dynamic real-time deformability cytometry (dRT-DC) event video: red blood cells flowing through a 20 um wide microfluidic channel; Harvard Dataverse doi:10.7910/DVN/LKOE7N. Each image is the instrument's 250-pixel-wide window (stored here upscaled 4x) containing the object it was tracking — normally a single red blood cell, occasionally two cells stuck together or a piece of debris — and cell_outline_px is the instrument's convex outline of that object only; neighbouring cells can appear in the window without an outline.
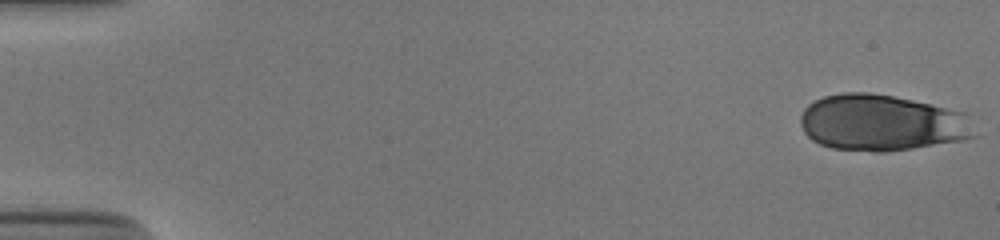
{"species": "human", "species_latin": "Homo sapiens", "temperature_condition": "cold", "stored_images_in_passage": 34, "segment_of_instrument_passage": [1, 2], "camera_frame_rate_fps": 3000, "um_per_image_px": 0.085, "donor": {"sex": "male"}, "frame": {"image": 1, "passage_image": 1, "time_ms": 0.0, "image_size_px": [1000, 240], "cell_outline_px": [[980, 136], [960, 140], [912, 148], [884, 152], [876, 152], [832, 148], [820, 144], [812, 140], [804, 132], [800, 124], [800, 116], [804, 108], [808, 104], [824, 96], [840, 92], [868, 92], [892, 96], [932, 104], [968, 112]], "centroid_in_image_um": [75.0, 10.43], "position_along_channel_um": 10.0, "area_um2": 57.74}}